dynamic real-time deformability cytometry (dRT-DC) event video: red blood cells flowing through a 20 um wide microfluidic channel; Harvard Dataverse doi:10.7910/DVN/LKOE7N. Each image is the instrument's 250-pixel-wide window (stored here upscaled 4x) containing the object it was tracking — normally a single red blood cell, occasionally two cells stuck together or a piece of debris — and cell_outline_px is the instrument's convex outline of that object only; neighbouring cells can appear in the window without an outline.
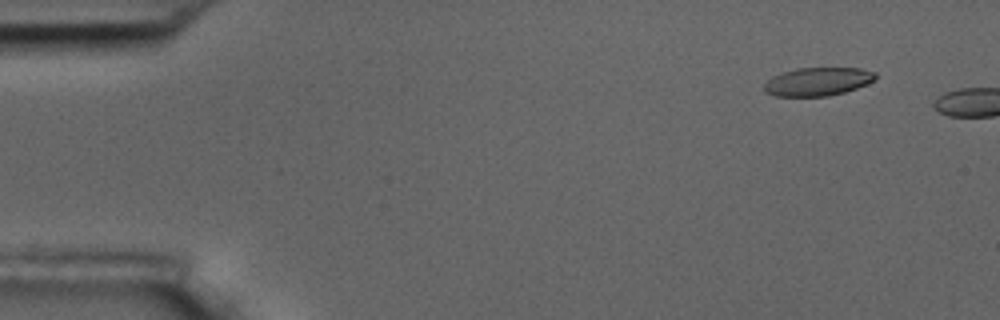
{"species": "common noctule bat (a hibernating species)", "species_latin": "Nyctalus noctula", "temperature_condition": "room temperature", "stored_images_in_passage": 3, "camera_frame_rate_fps": 3000, "um_per_image_px": 0.085, "animal": {"sex": "male", "body_mass_g": 17.5, "forearm_length_mm": 52.3}, "frame": {"image": 1, "passage_image": 2, "time_ms": 1.0, "image_size_px": [1000, 320], "cell_outline_px": [[876, 76], [872, 80], [856, 88], [844, 92], [828, 96], [776, 96], [764, 92], [764, 84], [772, 76], [796, 68], [860, 68], [876, 72]], "centroid_in_image_um": [69.47, 6.93], "position_along_channel_um": 15.5, "area_um2": 18.21}}